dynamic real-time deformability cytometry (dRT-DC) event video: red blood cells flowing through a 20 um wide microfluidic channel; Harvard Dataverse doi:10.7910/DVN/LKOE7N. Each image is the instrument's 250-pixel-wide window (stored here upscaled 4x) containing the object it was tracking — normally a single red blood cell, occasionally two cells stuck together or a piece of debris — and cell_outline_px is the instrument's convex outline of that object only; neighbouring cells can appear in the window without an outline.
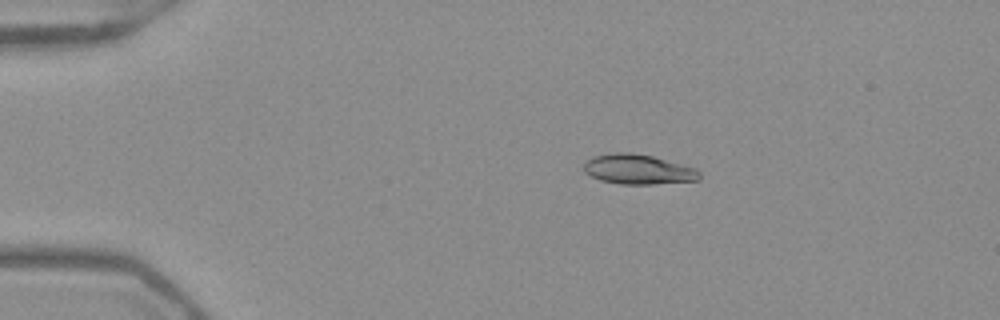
{"species": "Egyptian fruit bat (a non-hibernating species)", "species_latin": "Rousettus aegyptiacus", "temperature_condition": "warm", "stored_images_in_passage": 43, "camera_frame_rate_fps": 3000, "um_per_image_px": 0.085, "frame": {"image": 1, "passage_image": 1, "time_ms": 0.0, "image_size_px": [1000, 320], "cell_outline_px": [[700, 180], [652, 184], [620, 184], [600, 180], [584, 172], [584, 164], [592, 156], [616, 152], [628, 152], [652, 156], [696, 168], [700, 172]], "centroid_in_image_um": [54.24, 14.39], "position_along_channel_um": 30.8, "area_um2": 20.06}}
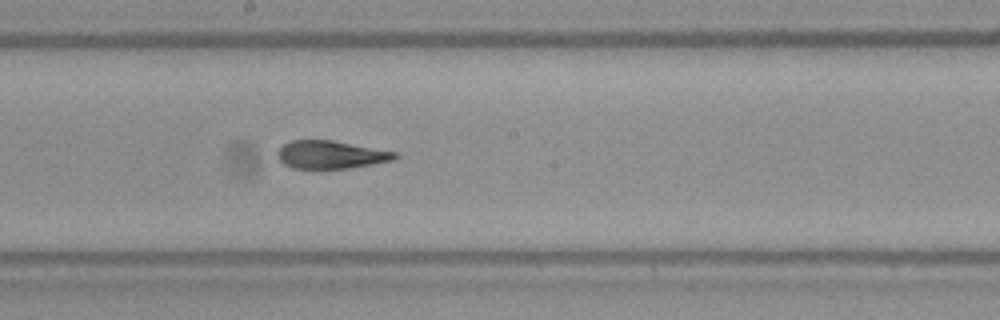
{"frame": {"image": 2, "passage_image": 20, "time_ms": 6.333, "image_size_px": [1000, 320], "cell_outline_px": [[400, 156], [392, 160], [352, 168], [320, 172], [292, 168], [284, 164], [276, 156], [276, 152], [284, 144], [292, 140], [332, 140], [396, 152]], "centroid_in_image_um": [28.07, 13.2], "position_along_channel_um": 220.1, "area_um2": 19.88}}
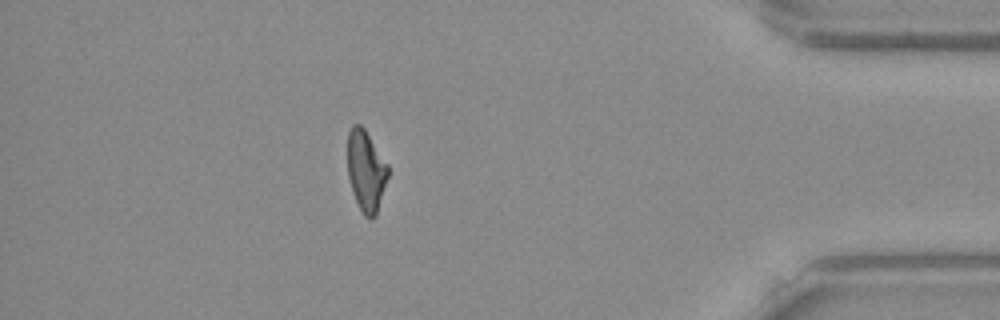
{"frame": {"image": 3, "passage_image": 37, "time_ms": 12.0, "image_size_px": [1000, 320], "cell_outline_px": [[388, 176], [376, 216], [372, 220], [368, 220], [364, 216], [352, 192], [348, 176], [348, 132], [352, 124], [360, 124], [364, 128], [388, 164]], "centroid_in_image_um": [31.11, 14.54], "position_along_channel_um": 404.1, "area_um2": 19.13}, "authors_computed_cell_mechanics": {"area_um2": 19.8254, "velocity_mm_per_s": 3.9504, "shape_relaxation_time_tau1_ms": null, "shape_relaxation_time_tau2_ms": 1.9646, "deformation_change_tau1": null, "deformation_change_tau2": 0.0689}}